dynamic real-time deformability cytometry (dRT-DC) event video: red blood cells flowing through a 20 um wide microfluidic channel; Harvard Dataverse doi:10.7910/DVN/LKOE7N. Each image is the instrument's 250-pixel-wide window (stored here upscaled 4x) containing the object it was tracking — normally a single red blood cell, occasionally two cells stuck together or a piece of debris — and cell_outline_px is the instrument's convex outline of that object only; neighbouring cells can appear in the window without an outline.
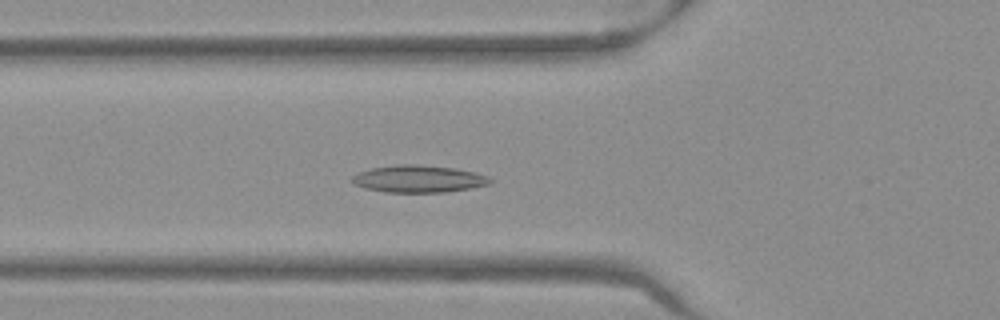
{"species": "Egyptian fruit bat (a non-hibernating species)", "species_latin": "Rousettus aegyptiacus", "temperature_condition": "warm", "stored_images_in_passage": 50, "camera_frame_rate_fps": 3000, "um_per_image_px": 0.085, "frame": {"image": 1, "passage_image": 17, "time_ms": 5.333, "image_size_px": [1000, 320], "cell_outline_px": [[492, 180], [488, 184], [468, 188], [444, 192], [388, 192], [364, 188], [348, 180], [356, 172], [372, 168], [396, 164], [416, 164], [456, 168], [476, 172], [488, 176]], "centroid_in_image_um": [35.53, 15.19], "position_along_channel_um": 90.3, "area_um2": 21.91}}
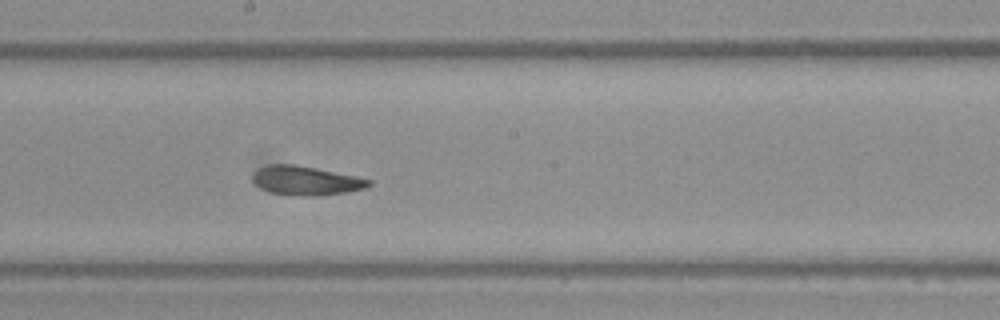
{"frame": {"image": 2, "passage_image": 27, "time_ms": 8.667, "image_size_px": [1000, 320], "cell_outline_px": [[372, 184], [364, 188], [348, 192], [316, 196], [296, 196], [268, 192], [260, 188], [252, 180], [252, 172], [256, 168], [268, 164], [296, 164], [316, 168], [372, 180]], "centroid_in_image_um": [25.93, 15.35], "position_along_channel_um": 222.3, "area_um2": 19.88}}
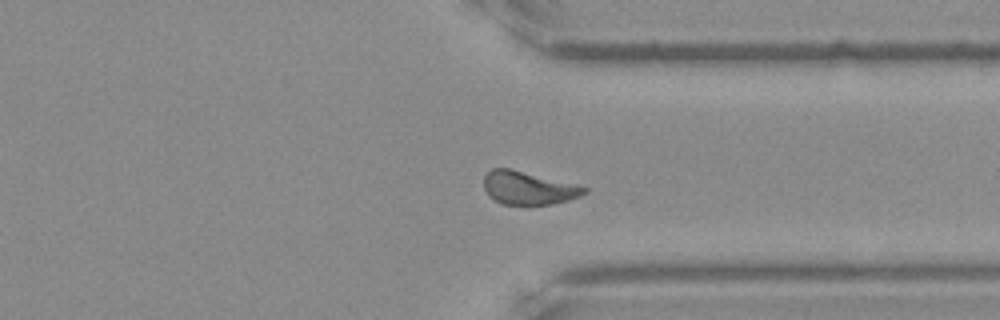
{"frame": {"image": 3, "passage_image": 38, "time_ms": 12.333, "image_size_px": [1000, 320], "cell_outline_px": [[588, 192], [580, 196], [568, 200], [552, 204], [504, 204], [492, 200], [488, 196], [484, 188], [484, 176], [492, 168], [508, 168], [576, 184], [588, 188]], "centroid_in_image_um": [44.9, 15.98], "position_along_channel_um": 366.5, "area_um2": 19.31}, "authors_computed_cell_mechanics": {"area_um2": 20.0566, "velocity_mm_per_s": 3.9448, "shape_relaxation_time_tau1_ms": 7.3703, "shape_relaxation_time_tau2_ms": 1.5209, "deformation_change_tau1": 0.1492, "deformation_change_tau2": 0.0744}}